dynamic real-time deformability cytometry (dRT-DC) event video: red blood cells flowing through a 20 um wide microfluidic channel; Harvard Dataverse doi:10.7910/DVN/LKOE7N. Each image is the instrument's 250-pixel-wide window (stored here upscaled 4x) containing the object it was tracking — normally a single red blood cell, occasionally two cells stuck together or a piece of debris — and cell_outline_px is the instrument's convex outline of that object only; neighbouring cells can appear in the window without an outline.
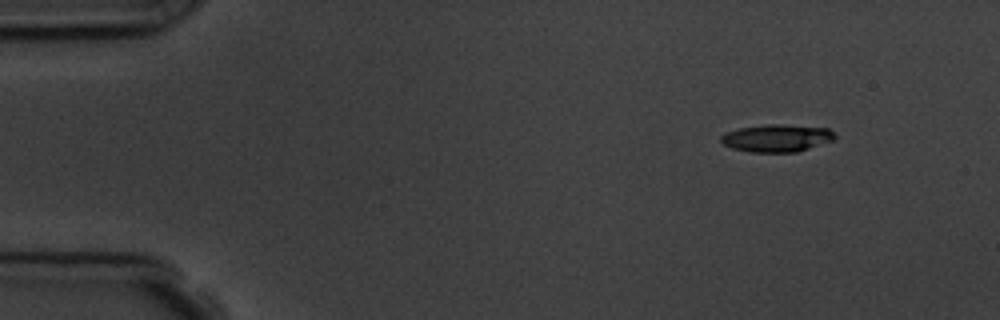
{"species": "common noctule bat (a hibernating species)", "species_latin": "Nyctalus noctula", "temperature_condition": "room temperature", "stored_images_in_passage": 4, "camera_frame_rate_fps": 3000, "um_per_image_px": 0.085, "animal": {"sex": "male", "body_mass_g": 19.5, "forearm_length_mm": 54.6}, "frame": {"image": 1, "passage_image": 1, "time_ms": 0.0, "image_size_px": [1000, 320], "cell_outline_px": [[836, 136], [832, 140], [796, 152], [748, 152], [732, 148], [724, 144], [720, 140], [720, 136], [724, 132], [740, 128], [768, 124], [784, 124], [828, 128]], "centroid_in_image_um": [65.98, 11.73], "position_along_channel_um": 19.0, "area_um2": 18.15}}
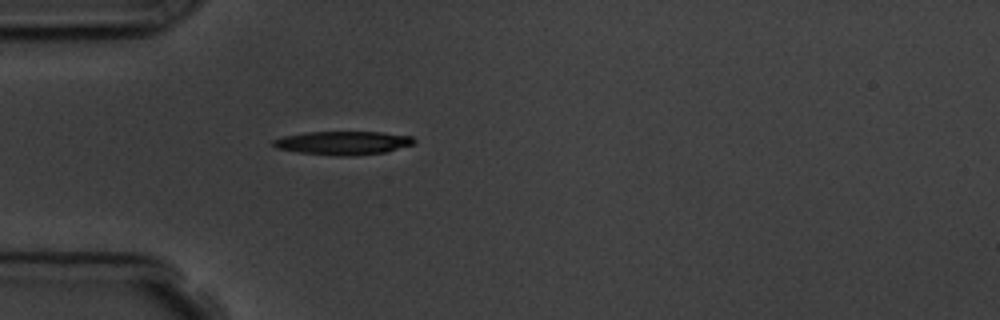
{"frame": {"image": 2, "passage_image": 4, "time_ms": 3.333, "image_size_px": [1000, 320], "cell_outline_px": [[416, 140], [412, 144], [384, 152], [348, 156], [340, 156], [300, 152], [276, 148], [272, 144], [272, 140], [284, 136], [304, 132], [384, 132], [412, 136]], "centroid_in_image_um": [29.14, 12.13], "position_along_channel_um": 55.9, "area_um2": 19.13}}